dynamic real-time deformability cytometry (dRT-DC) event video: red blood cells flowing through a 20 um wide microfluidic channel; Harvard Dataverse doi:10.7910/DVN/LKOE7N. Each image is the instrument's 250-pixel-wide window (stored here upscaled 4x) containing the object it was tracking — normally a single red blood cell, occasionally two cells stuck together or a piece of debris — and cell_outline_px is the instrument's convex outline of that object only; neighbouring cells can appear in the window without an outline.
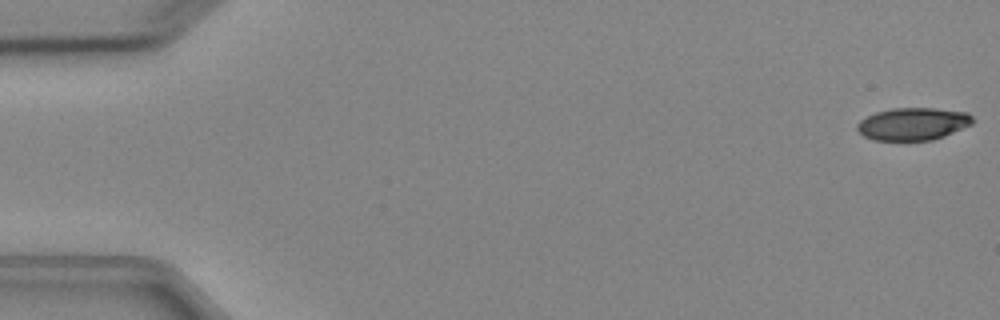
{"species": "Egyptian fruit bat (a non-hibernating species)", "species_latin": "Rousettus aegyptiacus", "temperature_condition": "cold", "stored_images_in_passage": 6, "camera_frame_rate_fps": 3000, "um_per_image_px": 0.085, "animal": {"sex": "female"}, "frame": {"image": 1, "passage_image": 1, "time_ms": 0.0, "image_size_px": [1000, 320], "cell_outline_px": [[972, 124], [944, 136], [932, 140], [872, 140], [864, 136], [856, 128], [856, 124], [860, 120], [876, 112], [892, 108], [932, 108], [968, 112], [972, 116]], "centroid_in_image_um": [77.59, 10.53], "position_along_channel_um": 7.4, "area_um2": 21.79}}
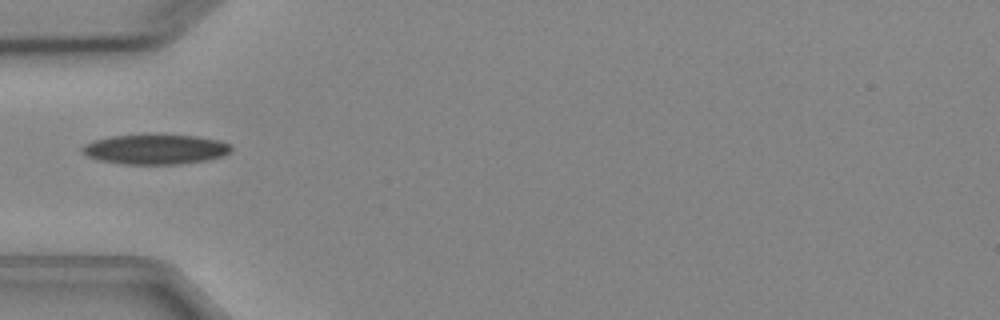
{"frame": {"image": 2, "passage_image": 5, "time_ms": 5.333, "image_size_px": [1000, 320], "cell_outline_px": [[232, 152], [224, 156], [208, 160], [180, 164], [120, 164], [96, 160], [80, 152], [80, 148], [84, 144], [92, 140], [112, 136], [196, 136], [220, 140], [232, 144]], "centroid_in_image_um": [13.22, 12.71], "position_along_channel_um": 71.8, "area_um2": 26.01}}